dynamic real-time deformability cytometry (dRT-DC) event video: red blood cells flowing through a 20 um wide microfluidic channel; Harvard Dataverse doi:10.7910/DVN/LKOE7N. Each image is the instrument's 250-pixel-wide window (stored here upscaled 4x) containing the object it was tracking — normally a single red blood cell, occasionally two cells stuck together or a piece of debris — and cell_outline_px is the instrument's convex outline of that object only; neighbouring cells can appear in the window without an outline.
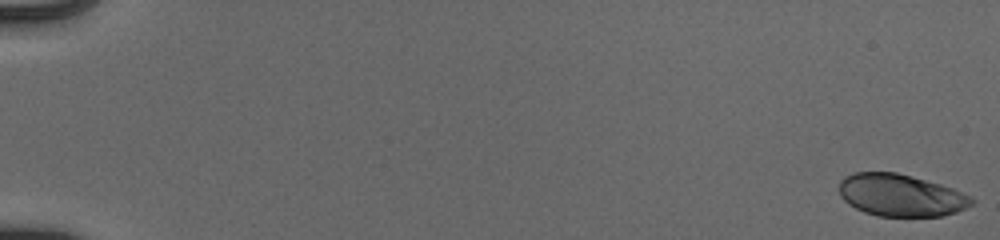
{"species": "human", "species_latin": "Homo sapiens", "temperature_condition": "cold", "stored_images_in_passage": 55, "camera_frame_rate_fps": 3000, "um_per_image_px": 0.085, "donor": {"sex": "male"}, "frame": {"image": 1, "passage_image": 1, "time_ms": 0.0, "image_size_px": [1000, 240], "cell_outline_px": [[976, 200], [972, 204], [956, 212], [940, 216], [876, 216], [864, 212], [848, 204], [840, 196], [840, 180], [844, 176], [852, 172], [896, 172], [912, 176], [940, 184], [952, 188]], "centroid_in_image_um": [76.52, 16.59], "position_along_channel_um": 8.5, "area_um2": 32.48}}
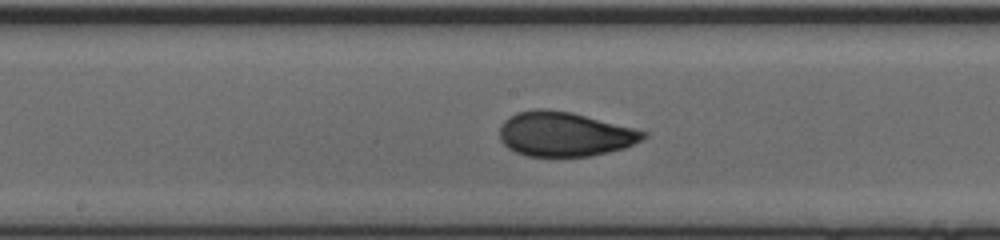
{"frame": {"image": 2, "passage_image": 31, "time_ms": 10.0, "image_size_px": [1000, 240], "cell_outline_px": [[648, 136], [624, 148], [592, 156], [524, 156], [508, 148], [500, 140], [500, 128], [504, 120], [508, 116], [516, 112], [536, 108], [544, 108], [572, 112], [648, 132]], "centroid_in_image_um": [47.96, 11.39], "position_along_channel_um": 200.2, "area_um2": 37.34}}
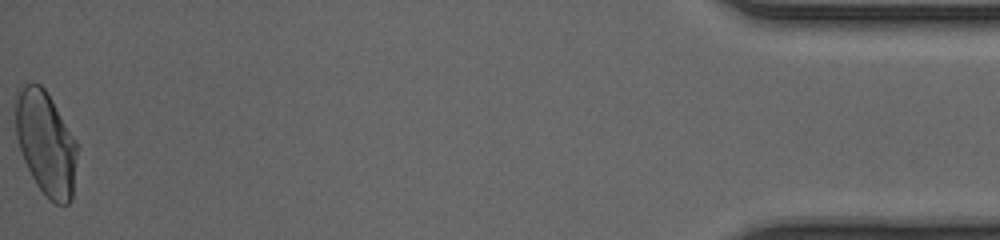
{"frame": {"image": 3, "passage_image": 55, "time_ms": 18.0, "image_size_px": [1000, 240], "cell_outline_px": [[76, 152], [72, 200], [68, 204], [56, 204], [36, 184], [24, 160], [16, 136], [16, 88], [20, 84], [32, 80], [40, 84], [44, 88], [52, 100], [76, 140]], "centroid_in_image_um": [3.87, 12.09], "position_along_channel_um": 431.3, "area_um2": 37.05}, "authors_computed_cell_mechanics": {"area_um2": 35.9516, "velocity_mm_per_s": 3.9599, "shape_relaxation_time_tau1_ms": 4.4836, "shape_relaxation_time_tau2_ms": 0.8632, "deformation_change_tau1": 0.1637, "deformation_change_tau2": 0.0571}}